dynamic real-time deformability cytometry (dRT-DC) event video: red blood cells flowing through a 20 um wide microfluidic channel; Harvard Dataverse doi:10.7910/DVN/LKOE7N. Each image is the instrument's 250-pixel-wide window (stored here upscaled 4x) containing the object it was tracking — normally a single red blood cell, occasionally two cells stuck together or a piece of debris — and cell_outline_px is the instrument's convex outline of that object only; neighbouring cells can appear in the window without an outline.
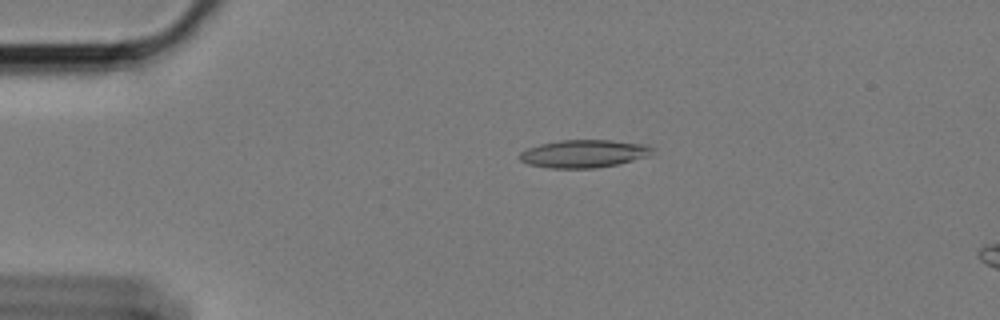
{"species": "Egyptian fruit bat (a non-hibernating species)", "species_latin": "Rousettus aegyptiacus", "temperature_condition": "cold", "stored_images_in_passage": 59, "camera_frame_rate_fps": 3000, "um_per_image_px": 0.085, "animal": {"sex": "female"}, "frame": {"image": 1, "passage_image": 13, "time_ms": 4.0, "image_size_px": [1000, 320], "cell_outline_px": [[656, 148], [648, 156], [616, 164], [596, 168], [548, 168], [528, 164], [520, 160], [516, 156], [520, 152], [528, 148], [540, 144], [560, 140], [612, 140], [648, 144]], "centroid_in_image_um": [49.62, 13.05], "position_along_channel_um": 35.4, "area_um2": 21.68}}
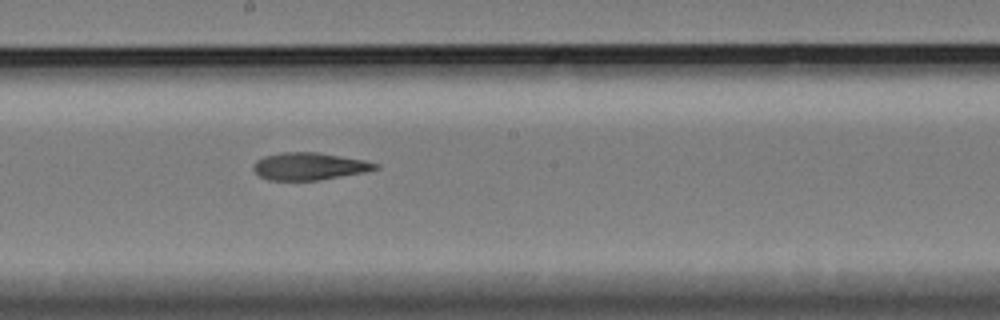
{"frame": {"image": 2, "passage_image": 33, "time_ms": 10.667, "image_size_px": [1000, 320], "cell_outline_px": [[380, 168], [364, 172], [320, 180], [268, 180], [260, 176], [252, 168], [252, 164], [256, 160], [264, 156], [280, 152], [316, 152], [364, 160], [380, 164]], "centroid_in_image_um": [26.27, 14.13], "position_along_channel_um": 221.9, "area_um2": 19.48}}
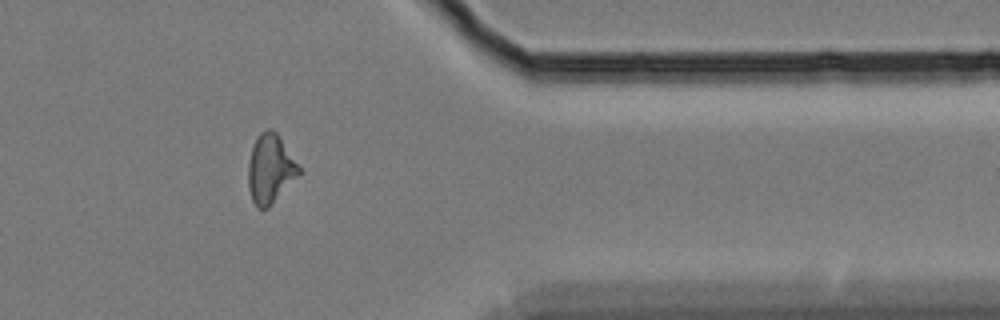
{"frame": {"image": 3, "passage_image": 49, "time_ms": 16.0, "image_size_px": [1000, 320], "cell_outline_px": [[304, 172], [268, 208], [256, 208], [252, 200], [248, 188], [248, 164], [252, 148], [256, 136], [260, 132], [268, 128], [272, 128], [276, 132]], "centroid_in_image_um": [22.99, 14.37], "position_along_channel_um": 388.4, "area_um2": 20.75}, "authors_computed_cell_mechanics": {"area_um2": 20.3456, "velocity_mm_per_s": 3.3912, "shape_relaxation_time_tau1_ms": null, "shape_relaxation_time_tau2_ms": 6.3364, "deformation_change_tau1": null, "deformation_change_tau2": 0.1722}}